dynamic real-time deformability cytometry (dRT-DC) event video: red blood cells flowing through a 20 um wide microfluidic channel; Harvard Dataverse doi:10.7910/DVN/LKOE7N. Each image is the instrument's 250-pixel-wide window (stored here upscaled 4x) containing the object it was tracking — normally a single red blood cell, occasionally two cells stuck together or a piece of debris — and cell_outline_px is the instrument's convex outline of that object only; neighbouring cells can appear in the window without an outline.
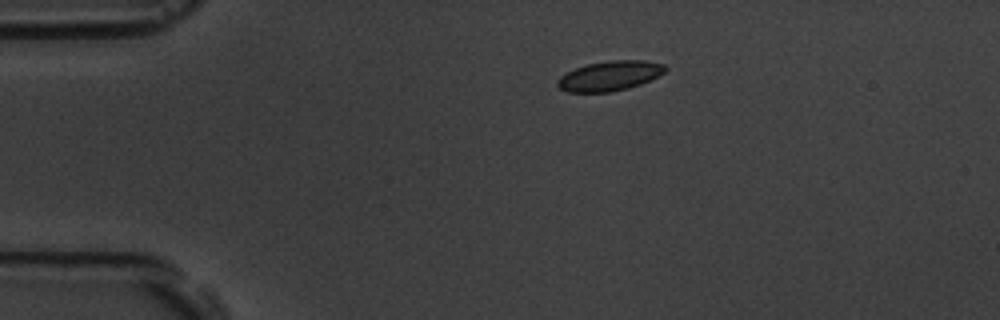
{"species": "common noctule bat (a hibernating species)", "species_latin": "Nyctalus noctula", "temperature_condition": "room temperature", "stored_images_in_passage": 13, "camera_frame_rate_fps": 3000, "um_per_image_px": 0.085, "animal": {"sex": "male", "body_mass_g": 19.5, "forearm_length_mm": 54.6}, "frame": {"image": 1, "passage_image": 1, "time_ms": 0.0, "image_size_px": [1000, 320], "cell_outline_px": [[668, 68], [664, 72], [640, 84], [628, 88], [612, 92], [568, 92], [560, 88], [556, 84], [556, 80], [560, 76], [576, 68], [588, 64], [608, 60], [644, 60], [664, 64]], "centroid_in_image_um": [51.81, 6.44], "position_along_channel_um": 33.2, "area_um2": 18.61}}
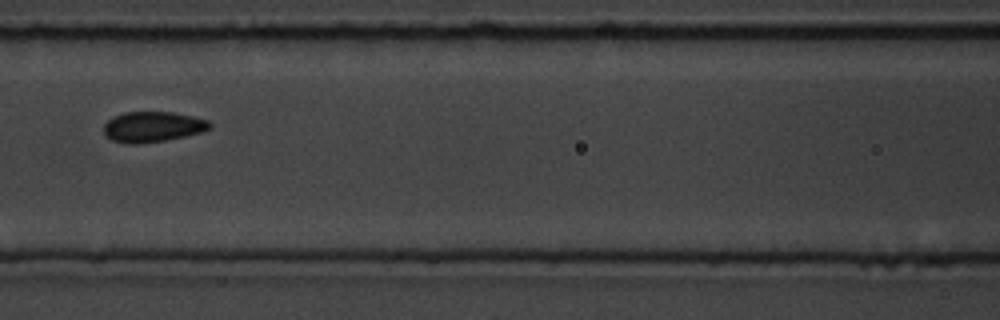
{"frame": {"image": 2, "passage_image": 5, "time_ms": 4.667, "image_size_px": [1000, 320], "cell_outline_px": [[212, 128], [204, 132], [164, 140], [136, 144], [128, 144], [112, 140], [104, 136], [104, 124], [108, 120], [124, 112], [172, 112], [192, 116], [208, 120], [212, 124]], "centroid_in_image_um": [12.99, 10.78], "position_along_channel_um": 153.6, "area_um2": 18.84}}
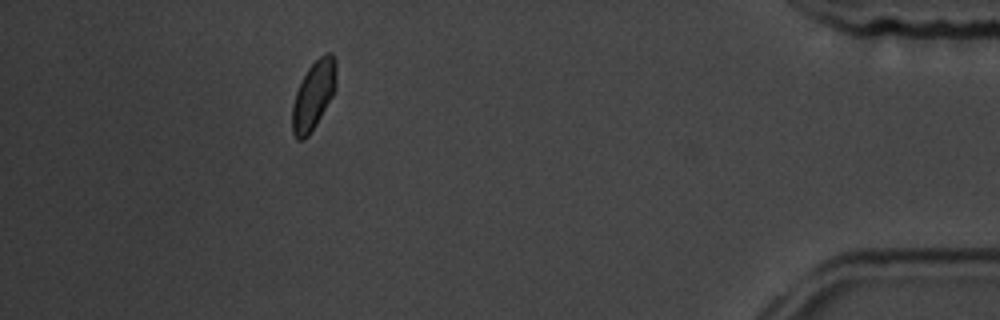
{"frame": {"image": 3, "passage_image": 12, "time_ms": 13.333, "image_size_px": [1000, 320], "cell_outline_px": [[336, 88], [332, 96], [316, 124], [308, 136], [304, 140], [296, 140], [292, 132], [292, 104], [296, 92], [308, 68], [320, 56], [328, 52], [332, 52], [336, 60]], "centroid_in_image_um": [26.65, 8.1], "position_along_channel_um": 408.5, "area_um2": 17.51}, "authors_computed_cell_mechanics": {"area_um2": 18.496, "velocity_mm_per_s": 3.5684, "shape_relaxation_time_tau1_ms": 2.0915, "shape_relaxation_time_tau2_ms": null, "deformation_change_tau1": 0.0519, "deformation_change_tau2": null}}